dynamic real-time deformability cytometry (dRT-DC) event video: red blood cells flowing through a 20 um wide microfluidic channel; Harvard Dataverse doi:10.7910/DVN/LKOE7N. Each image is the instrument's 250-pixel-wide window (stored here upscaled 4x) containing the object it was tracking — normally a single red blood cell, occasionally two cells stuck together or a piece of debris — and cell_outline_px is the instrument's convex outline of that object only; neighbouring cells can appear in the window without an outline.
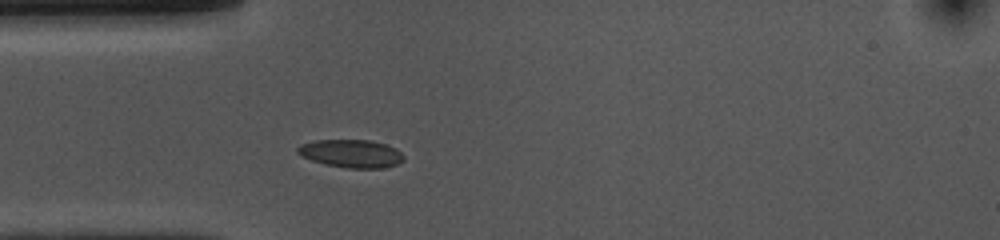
{"species": "common noctule bat (a hibernating species)", "species_latin": "Nyctalus noctula", "temperature_condition": "cold", "stored_images_in_passage": 30, "camera_frame_rate_fps": 3000, "um_per_image_px": 0.085, "animal": {"sex": "female", "body_mass_g": 10.0, "forearm_length_mm": 53.1}, "frame": {"image": 1, "passage_image": 7, "time_ms": 2.0, "image_size_px": [1000, 240], "cell_outline_px": [[404, 160], [396, 164], [384, 168], [348, 168], [324, 164], [300, 156], [296, 152], [296, 148], [300, 144], [316, 140], [372, 140], [388, 144], [396, 148], [404, 156]], "centroid_in_image_um": [29.85, 13.04], "position_along_channel_um": 55.2, "area_um2": 17.51}}
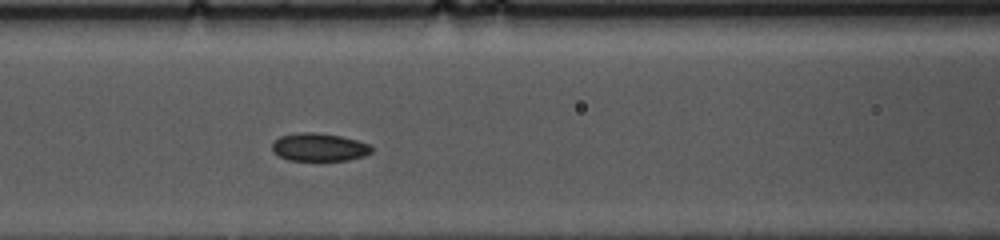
{"frame": {"image": 2, "passage_image": 14, "time_ms": 4.333, "image_size_px": [1000, 240], "cell_outline_px": [[372, 152], [364, 156], [348, 160], [288, 160], [272, 152], [272, 144], [280, 136], [296, 132], [312, 132], [340, 136], [356, 140], [368, 144], [372, 148]], "centroid_in_image_um": [27.1, 12.51], "position_along_channel_um": 139.5, "area_um2": 16.13}}
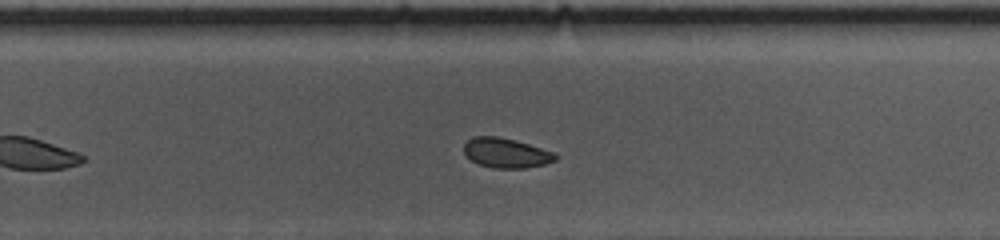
{"frame": {"image": 3, "passage_image": 26, "time_ms": 8.333, "image_size_px": [1000, 240], "cell_outline_px": [[556, 160], [544, 164], [524, 168], [492, 168], [480, 164], [472, 160], [464, 152], [464, 144], [472, 136], [496, 136], [528, 144], [556, 152]], "centroid_in_image_um": [43.02, 13.0], "position_along_channel_um": 286.8, "area_um2": 15.66}}